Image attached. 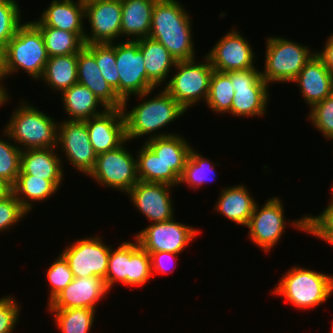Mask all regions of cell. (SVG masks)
<instances>
[{
  "mask_svg": "<svg viewBox=\"0 0 333 333\" xmlns=\"http://www.w3.org/2000/svg\"><path fill=\"white\" fill-rule=\"evenodd\" d=\"M234 97L230 72L213 71L210 78L209 94L205 105L215 114H228Z\"/></svg>",
  "mask_w": 333,
  "mask_h": 333,
  "instance_id": "obj_35",
  "label": "cell"
},
{
  "mask_svg": "<svg viewBox=\"0 0 333 333\" xmlns=\"http://www.w3.org/2000/svg\"><path fill=\"white\" fill-rule=\"evenodd\" d=\"M46 278L48 282L49 296L48 303L74 279L68 262L59 254L57 258L46 269Z\"/></svg>",
  "mask_w": 333,
  "mask_h": 333,
  "instance_id": "obj_43",
  "label": "cell"
},
{
  "mask_svg": "<svg viewBox=\"0 0 333 333\" xmlns=\"http://www.w3.org/2000/svg\"><path fill=\"white\" fill-rule=\"evenodd\" d=\"M234 97L231 114L234 117L261 118L265 116L269 102L270 87L261 77L258 68L230 71Z\"/></svg>",
  "mask_w": 333,
  "mask_h": 333,
  "instance_id": "obj_8",
  "label": "cell"
},
{
  "mask_svg": "<svg viewBox=\"0 0 333 333\" xmlns=\"http://www.w3.org/2000/svg\"><path fill=\"white\" fill-rule=\"evenodd\" d=\"M293 83L299 87L300 95L309 109L333 93V73L316 53L304 65Z\"/></svg>",
  "mask_w": 333,
  "mask_h": 333,
  "instance_id": "obj_21",
  "label": "cell"
},
{
  "mask_svg": "<svg viewBox=\"0 0 333 333\" xmlns=\"http://www.w3.org/2000/svg\"><path fill=\"white\" fill-rule=\"evenodd\" d=\"M8 76L26 72L32 80H39L49 59L43 36L31 22L25 21L5 47Z\"/></svg>",
  "mask_w": 333,
  "mask_h": 333,
  "instance_id": "obj_6",
  "label": "cell"
},
{
  "mask_svg": "<svg viewBox=\"0 0 333 333\" xmlns=\"http://www.w3.org/2000/svg\"><path fill=\"white\" fill-rule=\"evenodd\" d=\"M78 83L90 89L107 109L122 108L123 101L102 76L94 55L84 47L78 53Z\"/></svg>",
  "mask_w": 333,
  "mask_h": 333,
  "instance_id": "obj_24",
  "label": "cell"
},
{
  "mask_svg": "<svg viewBox=\"0 0 333 333\" xmlns=\"http://www.w3.org/2000/svg\"><path fill=\"white\" fill-rule=\"evenodd\" d=\"M150 254L143 249L138 241H129V275L127 286H144L152 278Z\"/></svg>",
  "mask_w": 333,
  "mask_h": 333,
  "instance_id": "obj_36",
  "label": "cell"
},
{
  "mask_svg": "<svg viewBox=\"0 0 333 333\" xmlns=\"http://www.w3.org/2000/svg\"><path fill=\"white\" fill-rule=\"evenodd\" d=\"M97 155L94 169L89 173L98 185L127 194L138 182L136 156L125 146Z\"/></svg>",
  "mask_w": 333,
  "mask_h": 333,
  "instance_id": "obj_9",
  "label": "cell"
},
{
  "mask_svg": "<svg viewBox=\"0 0 333 333\" xmlns=\"http://www.w3.org/2000/svg\"><path fill=\"white\" fill-rule=\"evenodd\" d=\"M137 176L140 181L165 183V164L143 142L136 151Z\"/></svg>",
  "mask_w": 333,
  "mask_h": 333,
  "instance_id": "obj_40",
  "label": "cell"
},
{
  "mask_svg": "<svg viewBox=\"0 0 333 333\" xmlns=\"http://www.w3.org/2000/svg\"><path fill=\"white\" fill-rule=\"evenodd\" d=\"M316 54L323 60L327 69L333 73V32L327 37L323 49L316 51Z\"/></svg>",
  "mask_w": 333,
  "mask_h": 333,
  "instance_id": "obj_47",
  "label": "cell"
},
{
  "mask_svg": "<svg viewBox=\"0 0 333 333\" xmlns=\"http://www.w3.org/2000/svg\"><path fill=\"white\" fill-rule=\"evenodd\" d=\"M219 39L205 53L215 71L230 72L257 67L254 65L256 53L253 46L241 32L233 27Z\"/></svg>",
  "mask_w": 333,
  "mask_h": 333,
  "instance_id": "obj_15",
  "label": "cell"
},
{
  "mask_svg": "<svg viewBox=\"0 0 333 333\" xmlns=\"http://www.w3.org/2000/svg\"><path fill=\"white\" fill-rule=\"evenodd\" d=\"M2 135H0V178L13 186L20 173L22 150L11 140L5 128Z\"/></svg>",
  "mask_w": 333,
  "mask_h": 333,
  "instance_id": "obj_39",
  "label": "cell"
},
{
  "mask_svg": "<svg viewBox=\"0 0 333 333\" xmlns=\"http://www.w3.org/2000/svg\"><path fill=\"white\" fill-rule=\"evenodd\" d=\"M103 278L97 276L74 278L49 303L47 309L89 308L96 310L109 295Z\"/></svg>",
  "mask_w": 333,
  "mask_h": 333,
  "instance_id": "obj_18",
  "label": "cell"
},
{
  "mask_svg": "<svg viewBox=\"0 0 333 333\" xmlns=\"http://www.w3.org/2000/svg\"><path fill=\"white\" fill-rule=\"evenodd\" d=\"M136 41L144 58L148 82L156 89L163 87L177 61L165 46L149 37Z\"/></svg>",
  "mask_w": 333,
  "mask_h": 333,
  "instance_id": "obj_26",
  "label": "cell"
},
{
  "mask_svg": "<svg viewBox=\"0 0 333 333\" xmlns=\"http://www.w3.org/2000/svg\"><path fill=\"white\" fill-rule=\"evenodd\" d=\"M121 17V0L97 1L85 5V19L91 27L90 33L85 30V44L118 42L121 39Z\"/></svg>",
  "mask_w": 333,
  "mask_h": 333,
  "instance_id": "obj_17",
  "label": "cell"
},
{
  "mask_svg": "<svg viewBox=\"0 0 333 333\" xmlns=\"http://www.w3.org/2000/svg\"><path fill=\"white\" fill-rule=\"evenodd\" d=\"M13 193V186L0 178V201L6 199Z\"/></svg>",
  "mask_w": 333,
  "mask_h": 333,
  "instance_id": "obj_49",
  "label": "cell"
},
{
  "mask_svg": "<svg viewBox=\"0 0 333 333\" xmlns=\"http://www.w3.org/2000/svg\"><path fill=\"white\" fill-rule=\"evenodd\" d=\"M29 213L12 193L9 197L0 201V233L9 231L14 225L20 223Z\"/></svg>",
  "mask_w": 333,
  "mask_h": 333,
  "instance_id": "obj_44",
  "label": "cell"
},
{
  "mask_svg": "<svg viewBox=\"0 0 333 333\" xmlns=\"http://www.w3.org/2000/svg\"><path fill=\"white\" fill-rule=\"evenodd\" d=\"M57 146L56 149H61L73 169L88 177L94 169L97 154L90 142L86 123L66 119L59 121Z\"/></svg>",
  "mask_w": 333,
  "mask_h": 333,
  "instance_id": "obj_14",
  "label": "cell"
},
{
  "mask_svg": "<svg viewBox=\"0 0 333 333\" xmlns=\"http://www.w3.org/2000/svg\"><path fill=\"white\" fill-rule=\"evenodd\" d=\"M282 201L280 197L274 196L262 206L257 202L246 226L249 230L248 238L265 253L270 252L281 241L289 227Z\"/></svg>",
  "mask_w": 333,
  "mask_h": 333,
  "instance_id": "obj_10",
  "label": "cell"
},
{
  "mask_svg": "<svg viewBox=\"0 0 333 333\" xmlns=\"http://www.w3.org/2000/svg\"><path fill=\"white\" fill-rule=\"evenodd\" d=\"M124 40V41H123ZM116 43V66L119 75V98L128 101L155 88L148 82L144 58L137 41L126 38Z\"/></svg>",
  "mask_w": 333,
  "mask_h": 333,
  "instance_id": "obj_13",
  "label": "cell"
},
{
  "mask_svg": "<svg viewBox=\"0 0 333 333\" xmlns=\"http://www.w3.org/2000/svg\"><path fill=\"white\" fill-rule=\"evenodd\" d=\"M21 12L16 0H0V46L5 48L24 23Z\"/></svg>",
  "mask_w": 333,
  "mask_h": 333,
  "instance_id": "obj_41",
  "label": "cell"
},
{
  "mask_svg": "<svg viewBox=\"0 0 333 333\" xmlns=\"http://www.w3.org/2000/svg\"><path fill=\"white\" fill-rule=\"evenodd\" d=\"M59 333H89L94 327L96 310L89 308L47 309ZM93 326V327H92Z\"/></svg>",
  "mask_w": 333,
  "mask_h": 333,
  "instance_id": "obj_33",
  "label": "cell"
},
{
  "mask_svg": "<svg viewBox=\"0 0 333 333\" xmlns=\"http://www.w3.org/2000/svg\"><path fill=\"white\" fill-rule=\"evenodd\" d=\"M219 195L213 210L237 225L247 226L257 202L246 185L223 187Z\"/></svg>",
  "mask_w": 333,
  "mask_h": 333,
  "instance_id": "obj_25",
  "label": "cell"
},
{
  "mask_svg": "<svg viewBox=\"0 0 333 333\" xmlns=\"http://www.w3.org/2000/svg\"><path fill=\"white\" fill-rule=\"evenodd\" d=\"M56 148L22 150L20 173L52 181L60 190L64 181L63 158Z\"/></svg>",
  "mask_w": 333,
  "mask_h": 333,
  "instance_id": "obj_23",
  "label": "cell"
},
{
  "mask_svg": "<svg viewBox=\"0 0 333 333\" xmlns=\"http://www.w3.org/2000/svg\"><path fill=\"white\" fill-rule=\"evenodd\" d=\"M282 37L271 35L265 39V60L261 77L270 86L272 83L293 82L316 53V50L311 51L307 45Z\"/></svg>",
  "mask_w": 333,
  "mask_h": 333,
  "instance_id": "obj_5",
  "label": "cell"
},
{
  "mask_svg": "<svg viewBox=\"0 0 333 333\" xmlns=\"http://www.w3.org/2000/svg\"><path fill=\"white\" fill-rule=\"evenodd\" d=\"M77 65L78 53L50 57L39 81L61 94L78 83Z\"/></svg>",
  "mask_w": 333,
  "mask_h": 333,
  "instance_id": "obj_29",
  "label": "cell"
},
{
  "mask_svg": "<svg viewBox=\"0 0 333 333\" xmlns=\"http://www.w3.org/2000/svg\"><path fill=\"white\" fill-rule=\"evenodd\" d=\"M330 188H331L330 190H332V191H333V183L330 185Z\"/></svg>",
  "mask_w": 333,
  "mask_h": 333,
  "instance_id": "obj_53",
  "label": "cell"
},
{
  "mask_svg": "<svg viewBox=\"0 0 333 333\" xmlns=\"http://www.w3.org/2000/svg\"><path fill=\"white\" fill-rule=\"evenodd\" d=\"M4 126L21 149L57 148L59 121L22 99Z\"/></svg>",
  "mask_w": 333,
  "mask_h": 333,
  "instance_id": "obj_4",
  "label": "cell"
},
{
  "mask_svg": "<svg viewBox=\"0 0 333 333\" xmlns=\"http://www.w3.org/2000/svg\"><path fill=\"white\" fill-rule=\"evenodd\" d=\"M270 293L283 297L298 310L316 309L333 294V274L293 265Z\"/></svg>",
  "mask_w": 333,
  "mask_h": 333,
  "instance_id": "obj_3",
  "label": "cell"
},
{
  "mask_svg": "<svg viewBox=\"0 0 333 333\" xmlns=\"http://www.w3.org/2000/svg\"><path fill=\"white\" fill-rule=\"evenodd\" d=\"M156 1L121 0V40L124 37L131 41L149 37Z\"/></svg>",
  "mask_w": 333,
  "mask_h": 333,
  "instance_id": "obj_27",
  "label": "cell"
},
{
  "mask_svg": "<svg viewBox=\"0 0 333 333\" xmlns=\"http://www.w3.org/2000/svg\"><path fill=\"white\" fill-rule=\"evenodd\" d=\"M111 246L103 237L89 236L69 243L60 253L68 262L74 278L97 276L105 279Z\"/></svg>",
  "mask_w": 333,
  "mask_h": 333,
  "instance_id": "obj_11",
  "label": "cell"
},
{
  "mask_svg": "<svg viewBox=\"0 0 333 333\" xmlns=\"http://www.w3.org/2000/svg\"><path fill=\"white\" fill-rule=\"evenodd\" d=\"M330 333H333V321H332V324H331Z\"/></svg>",
  "mask_w": 333,
  "mask_h": 333,
  "instance_id": "obj_52",
  "label": "cell"
},
{
  "mask_svg": "<svg viewBox=\"0 0 333 333\" xmlns=\"http://www.w3.org/2000/svg\"><path fill=\"white\" fill-rule=\"evenodd\" d=\"M94 55L102 76L119 97V75L116 66V42L104 44H85Z\"/></svg>",
  "mask_w": 333,
  "mask_h": 333,
  "instance_id": "obj_37",
  "label": "cell"
},
{
  "mask_svg": "<svg viewBox=\"0 0 333 333\" xmlns=\"http://www.w3.org/2000/svg\"><path fill=\"white\" fill-rule=\"evenodd\" d=\"M37 20L35 26L62 29L75 34H85V5L80 0H51ZM84 24V25H83Z\"/></svg>",
  "mask_w": 333,
  "mask_h": 333,
  "instance_id": "obj_22",
  "label": "cell"
},
{
  "mask_svg": "<svg viewBox=\"0 0 333 333\" xmlns=\"http://www.w3.org/2000/svg\"><path fill=\"white\" fill-rule=\"evenodd\" d=\"M174 186L165 183L140 181L127 193L131 204L147 221L159 223L175 218L171 190ZM172 198V199H171Z\"/></svg>",
  "mask_w": 333,
  "mask_h": 333,
  "instance_id": "obj_16",
  "label": "cell"
},
{
  "mask_svg": "<svg viewBox=\"0 0 333 333\" xmlns=\"http://www.w3.org/2000/svg\"><path fill=\"white\" fill-rule=\"evenodd\" d=\"M7 86H3L1 83H0V107H3V105L8 102V100H10V94L8 93L7 89L6 88Z\"/></svg>",
  "mask_w": 333,
  "mask_h": 333,
  "instance_id": "obj_50",
  "label": "cell"
},
{
  "mask_svg": "<svg viewBox=\"0 0 333 333\" xmlns=\"http://www.w3.org/2000/svg\"><path fill=\"white\" fill-rule=\"evenodd\" d=\"M42 36L50 57L79 53L84 47L85 34H75L62 29L36 26Z\"/></svg>",
  "mask_w": 333,
  "mask_h": 333,
  "instance_id": "obj_32",
  "label": "cell"
},
{
  "mask_svg": "<svg viewBox=\"0 0 333 333\" xmlns=\"http://www.w3.org/2000/svg\"><path fill=\"white\" fill-rule=\"evenodd\" d=\"M127 275H129V240L116 248L111 246L108 270L104 279L107 289L110 291L116 283L127 286Z\"/></svg>",
  "mask_w": 333,
  "mask_h": 333,
  "instance_id": "obj_38",
  "label": "cell"
},
{
  "mask_svg": "<svg viewBox=\"0 0 333 333\" xmlns=\"http://www.w3.org/2000/svg\"><path fill=\"white\" fill-rule=\"evenodd\" d=\"M190 13L179 0H157L149 38L167 48L176 61L197 58Z\"/></svg>",
  "mask_w": 333,
  "mask_h": 333,
  "instance_id": "obj_2",
  "label": "cell"
},
{
  "mask_svg": "<svg viewBox=\"0 0 333 333\" xmlns=\"http://www.w3.org/2000/svg\"><path fill=\"white\" fill-rule=\"evenodd\" d=\"M213 162V163H212ZM219 162L215 164L214 161L208 157L200 154L195 148H192L189 158L183 169L178 186L182 184L187 185L188 189H200L204 184L215 181L216 172L215 166L218 167Z\"/></svg>",
  "mask_w": 333,
  "mask_h": 333,
  "instance_id": "obj_31",
  "label": "cell"
},
{
  "mask_svg": "<svg viewBox=\"0 0 333 333\" xmlns=\"http://www.w3.org/2000/svg\"><path fill=\"white\" fill-rule=\"evenodd\" d=\"M172 218L153 223L136 232L135 239L147 252H169L181 254L199 236V227L194 228Z\"/></svg>",
  "mask_w": 333,
  "mask_h": 333,
  "instance_id": "obj_12",
  "label": "cell"
},
{
  "mask_svg": "<svg viewBox=\"0 0 333 333\" xmlns=\"http://www.w3.org/2000/svg\"><path fill=\"white\" fill-rule=\"evenodd\" d=\"M84 5H88L91 4L93 2H97V1H105V0H80Z\"/></svg>",
  "mask_w": 333,
  "mask_h": 333,
  "instance_id": "obj_51",
  "label": "cell"
},
{
  "mask_svg": "<svg viewBox=\"0 0 333 333\" xmlns=\"http://www.w3.org/2000/svg\"><path fill=\"white\" fill-rule=\"evenodd\" d=\"M95 153L115 150L127 141L121 108L107 109L103 114L84 120Z\"/></svg>",
  "mask_w": 333,
  "mask_h": 333,
  "instance_id": "obj_19",
  "label": "cell"
},
{
  "mask_svg": "<svg viewBox=\"0 0 333 333\" xmlns=\"http://www.w3.org/2000/svg\"><path fill=\"white\" fill-rule=\"evenodd\" d=\"M165 164V184L177 187L193 145L178 133L144 140Z\"/></svg>",
  "mask_w": 333,
  "mask_h": 333,
  "instance_id": "obj_20",
  "label": "cell"
},
{
  "mask_svg": "<svg viewBox=\"0 0 333 333\" xmlns=\"http://www.w3.org/2000/svg\"><path fill=\"white\" fill-rule=\"evenodd\" d=\"M5 48L0 46V83L4 86V80L7 79Z\"/></svg>",
  "mask_w": 333,
  "mask_h": 333,
  "instance_id": "obj_48",
  "label": "cell"
},
{
  "mask_svg": "<svg viewBox=\"0 0 333 333\" xmlns=\"http://www.w3.org/2000/svg\"><path fill=\"white\" fill-rule=\"evenodd\" d=\"M151 259L152 276L156 274H170L176 266L179 254L169 252H148ZM174 264V266H173ZM172 267V268H171Z\"/></svg>",
  "mask_w": 333,
  "mask_h": 333,
  "instance_id": "obj_46",
  "label": "cell"
},
{
  "mask_svg": "<svg viewBox=\"0 0 333 333\" xmlns=\"http://www.w3.org/2000/svg\"><path fill=\"white\" fill-rule=\"evenodd\" d=\"M60 95L64 112L66 116L69 115L67 120L84 121L99 116L107 110L94 93L80 83L72 85Z\"/></svg>",
  "mask_w": 333,
  "mask_h": 333,
  "instance_id": "obj_28",
  "label": "cell"
},
{
  "mask_svg": "<svg viewBox=\"0 0 333 333\" xmlns=\"http://www.w3.org/2000/svg\"><path fill=\"white\" fill-rule=\"evenodd\" d=\"M15 296L0 298V333H13L20 319V303Z\"/></svg>",
  "mask_w": 333,
  "mask_h": 333,
  "instance_id": "obj_45",
  "label": "cell"
},
{
  "mask_svg": "<svg viewBox=\"0 0 333 333\" xmlns=\"http://www.w3.org/2000/svg\"><path fill=\"white\" fill-rule=\"evenodd\" d=\"M191 59L177 61L175 73H172L163 87L186 111L198 105L201 101L206 103L210 78L214 71L208 57L205 55L200 63Z\"/></svg>",
  "mask_w": 333,
  "mask_h": 333,
  "instance_id": "obj_7",
  "label": "cell"
},
{
  "mask_svg": "<svg viewBox=\"0 0 333 333\" xmlns=\"http://www.w3.org/2000/svg\"><path fill=\"white\" fill-rule=\"evenodd\" d=\"M308 112L312 127L316 128L326 140L333 141V93L322 102L315 104Z\"/></svg>",
  "mask_w": 333,
  "mask_h": 333,
  "instance_id": "obj_42",
  "label": "cell"
},
{
  "mask_svg": "<svg viewBox=\"0 0 333 333\" xmlns=\"http://www.w3.org/2000/svg\"><path fill=\"white\" fill-rule=\"evenodd\" d=\"M152 91L155 90L135 95L134 97L139 98L140 103L130 110H128V101L122 103L121 109L129 142L145 135H147L145 140H149L175 134V132L167 131L164 133L162 130L187 112L164 88L150 97L149 95L153 94Z\"/></svg>",
  "mask_w": 333,
  "mask_h": 333,
  "instance_id": "obj_1",
  "label": "cell"
},
{
  "mask_svg": "<svg viewBox=\"0 0 333 333\" xmlns=\"http://www.w3.org/2000/svg\"><path fill=\"white\" fill-rule=\"evenodd\" d=\"M330 192V202L320 214L314 216L308 214L301 216L298 220H289L292 227L309 233L328 244L333 240V191L330 190Z\"/></svg>",
  "mask_w": 333,
  "mask_h": 333,
  "instance_id": "obj_34",
  "label": "cell"
},
{
  "mask_svg": "<svg viewBox=\"0 0 333 333\" xmlns=\"http://www.w3.org/2000/svg\"><path fill=\"white\" fill-rule=\"evenodd\" d=\"M58 190L59 188L52 181L32 175H18L13 185L14 196L28 213L35 208L34 202L41 203L48 200Z\"/></svg>",
  "mask_w": 333,
  "mask_h": 333,
  "instance_id": "obj_30",
  "label": "cell"
}]
</instances>
